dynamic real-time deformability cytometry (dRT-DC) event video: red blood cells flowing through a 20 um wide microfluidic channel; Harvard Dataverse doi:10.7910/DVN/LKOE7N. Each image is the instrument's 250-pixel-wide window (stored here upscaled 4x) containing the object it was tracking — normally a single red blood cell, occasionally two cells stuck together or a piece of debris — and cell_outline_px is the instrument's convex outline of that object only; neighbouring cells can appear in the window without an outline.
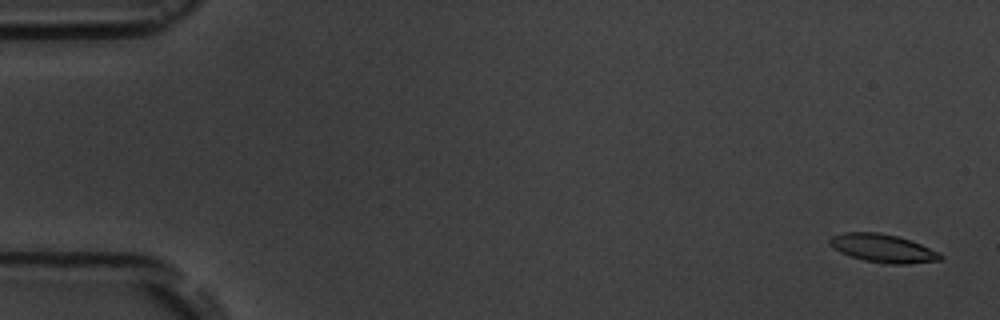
{"species": "common noctule bat (a hibernating species)", "species_latin": "Nyctalus noctula", "temperature_condition": "room temperature", "stored_images_in_passage": 9, "camera_frame_rate_fps": 3000, "um_per_image_px": 0.085, "animal": {"sex": "male", "body_mass_g": 19.5, "forearm_length_mm": 54.6}, "frame": {"image": 1, "passage_image": 1, "time_ms": 0.0, "image_size_px": [1000, 320], "cell_outline_px": [[944, 256], [940, 260], [908, 264], [884, 264], [864, 260], [840, 252], [828, 244], [828, 240], [832, 236], [844, 232], [880, 232], [896, 236], [920, 244], [940, 252]], "centroid_in_image_um": [75.04, 21.1], "position_along_channel_um": 10.0, "area_um2": 18.21}}
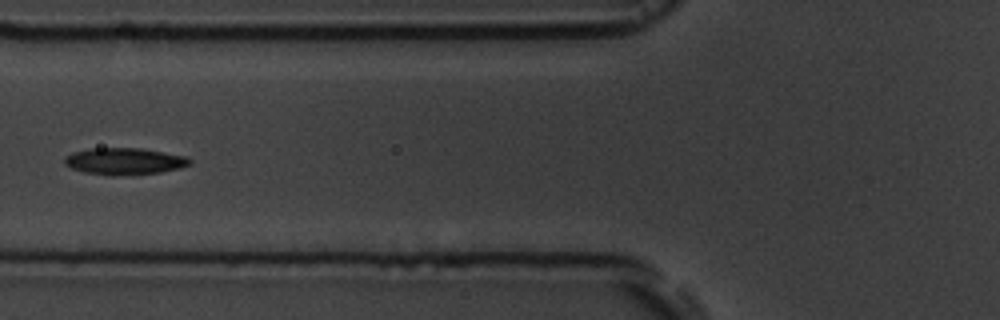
{"frame": {"image": 2, "passage_image": 6, "time_ms": 6.667, "image_size_px": [1000, 320], "cell_outline_px": [[192, 164], [180, 168], [160, 172], [120, 176], [112, 176], [84, 172], [72, 168], [64, 164], [64, 156], [72, 152], [92, 148], [140, 148], [188, 156], [192, 160]], "centroid_in_image_um": [10.59, 13.71], "position_along_channel_um": 115.2, "area_um2": 19.77}}
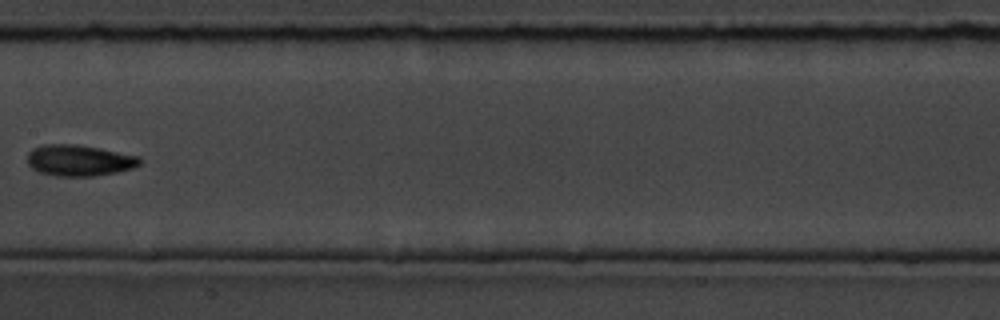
{"frame": {"image": 3, "passage_image": 8, "time_ms": 9.0, "image_size_px": [1000, 320], "cell_outline_px": [[140, 164], [132, 168], [116, 172], [92, 176], [56, 176], [40, 172], [32, 168], [28, 164], [28, 152], [32, 148], [44, 144], [76, 144], [100, 148], [140, 156]], "centroid_in_image_um": [6.72, 13.62], "position_along_channel_um": 200.7, "area_um2": 20.4}}